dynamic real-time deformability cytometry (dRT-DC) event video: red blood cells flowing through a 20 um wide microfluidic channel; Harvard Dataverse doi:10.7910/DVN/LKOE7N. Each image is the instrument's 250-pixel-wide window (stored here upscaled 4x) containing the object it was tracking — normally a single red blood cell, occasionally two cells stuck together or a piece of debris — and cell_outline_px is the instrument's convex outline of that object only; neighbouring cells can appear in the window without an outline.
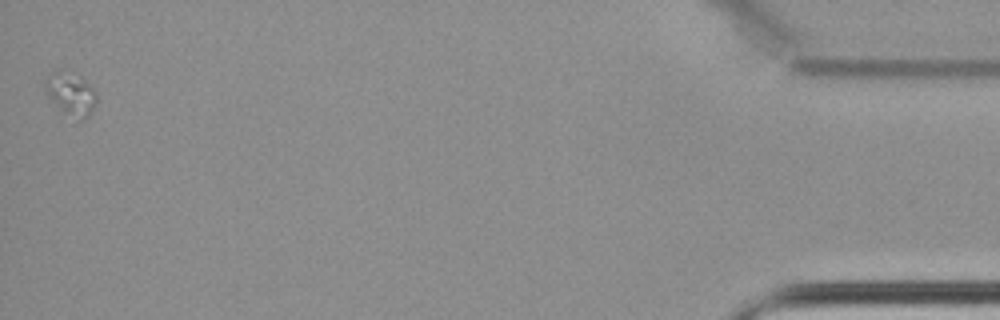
{"species": "common noctule bat (a hibernating species)", "species_latin": "Nyctalus noctula", "temperature_condition": "cold", "stored_images_in_passage": 48, "camera_frame_rate_fps": 3000, "um_per_image_px": 0.085, "animal": {"sex": "female", "body_mass_g": 22.7, "forearm_length_mm": 54.2}, "frame": {"image": 1, "passage_image": 48, "time_ms": 15.667, "image_size_px": [1000, 320], "cell_outline_px": [[96, 104], [88, 116], [84, 120], [80, 120], [60, 116], [48, 96], [44, 88], [44, 80], [56, 68], [64, 68], [84, 80], [96, 92]], "centroid_in_image_um": [5.95, 8.02], "position_along_channel_um": 429.2, "area_um2": 13.64}}